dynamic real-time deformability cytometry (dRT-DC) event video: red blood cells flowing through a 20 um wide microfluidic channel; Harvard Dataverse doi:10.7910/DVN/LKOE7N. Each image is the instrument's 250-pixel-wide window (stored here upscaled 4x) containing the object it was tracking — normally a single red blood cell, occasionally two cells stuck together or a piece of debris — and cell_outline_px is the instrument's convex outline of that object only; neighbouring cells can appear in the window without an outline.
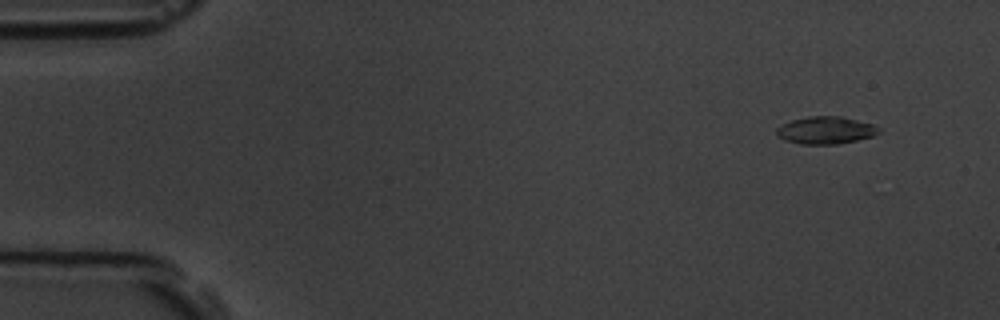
{"species": "common noctule bat (a hibernating species)", "species_latin": "Nyctalus noctula", "temperature_condition": "room temperature", "stored_images_in_passage": 9, "camera_frame_rate_fps": 3000, "um_per_image_px": 0.085, "animal": {"sex": "male", "body_mass_g": 19.5, "forearm_length_mm": 54.6}, "frame": {"image": 1, "passage_image": 1, "time_ms": 0.0, "image_size_px": [1000, 320], "cell_outline_px": [[880, 132], [872, 136], [856, 140], [836, 144], [800, 144], [784, 140], [776, 136], [776, 128], [792, 120], [808, 116], [840, 116], [872, 124], [880, 128]], "centroid_in_image_um": [70.15, 11.07], "position_along_channel_um": 14.8, "area_um2": 16.24}}
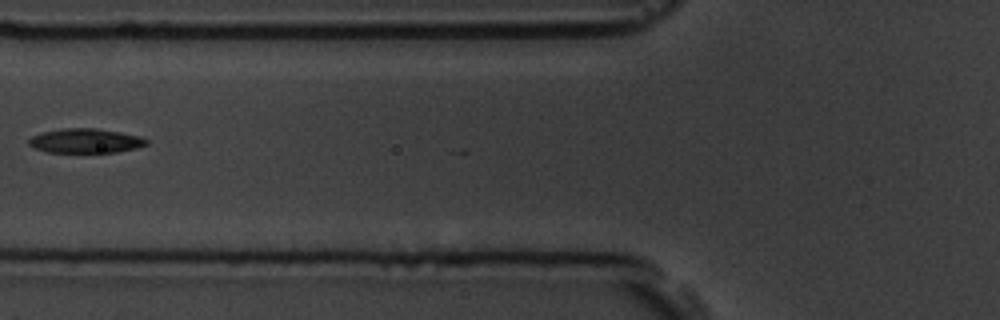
{"frame": {"image": 2, "passage_image": 6, "time_ms": 5.667, "image_size_px": [1000, 320], "cell_outline_px": [[148, 144], [136, 148], [116, 152], [48, 152], [36, 148], [28, 144], [28, 140], [32, 136], [44, 132], [64, 128], [96, 128], [120, 132], [140, 136], [148, 140]], "centroid_in_image_um": [7.29, 11.96], "position_along_channel_um": 118.5, "area_um2": 16.59}}
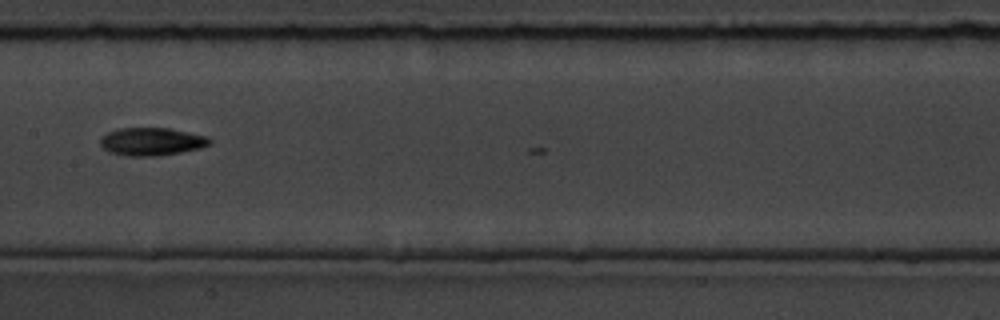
{"frame": {"image": 3, "passage_image": 8, "time_ms": 7.667, "image_size_px": [1000, 320], "cell_outline_px": [[212, 140], [208, 144], [200, 148], [180, 152], [156, 156], [128, 156], [108, 152], [100, 144], [100, 136], [108, 132], [120, 128], [168, 128], [208, 136]], "centroid_in_image_um": [12.86, 12.03], "position_along_channel_um": 194.5, "area_um2": 17.74}}